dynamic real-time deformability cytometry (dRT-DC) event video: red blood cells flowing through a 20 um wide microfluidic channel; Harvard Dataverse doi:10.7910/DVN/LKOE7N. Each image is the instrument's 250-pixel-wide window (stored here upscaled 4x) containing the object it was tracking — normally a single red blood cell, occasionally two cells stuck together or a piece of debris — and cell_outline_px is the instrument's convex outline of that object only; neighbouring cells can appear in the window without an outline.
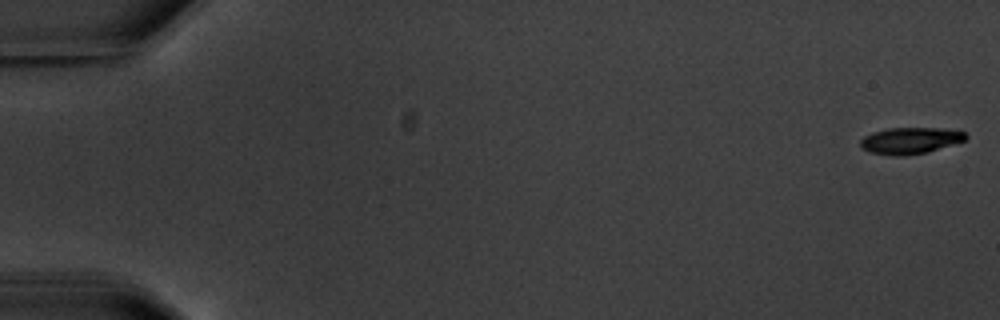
{"species": "common noctule bat (a hibernating species)", "species_latin": "Nyctalus noctula", "temperature_condition": "warm", "stored_images_in_passage": 6, "camera_frame_rate_fps": 3000, "um_per_image_px": 0.085, "animal": {"sex": "male", "body_mass_g": 20.1, "forearm_length_mm": 53.5}, "frame": {"image": 1, "passage_image": 1, "time_ms": 0.0, "image_size_px": [1000, 320], "cell_outline_px": [[968, 136], [964, 140], [928, 152], [904, 156], [892, 156], [872, 152], [860, 148], [860, 140], [864, 136], [872, 132], [888, 128], [944, 128], [964, 132]], "centroid_in_image_um": [77.33, 11.95], "position_along_channel_um": 7.7, "area_um2": 16.24}}
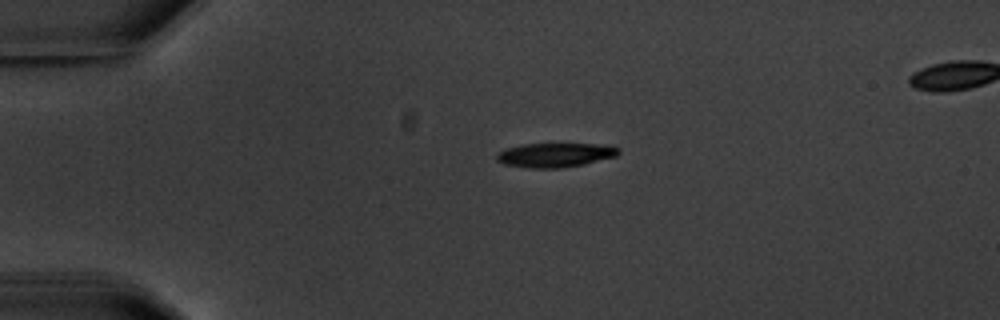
{"frame": {"image": 2, "passage_image": 4, "time_ms": 4.333, "image_size_px": [1000, 320], "cell_outline_px": [[620, 152], [616, 156], [584, 164], [564, 168], [528, 168], [504, 164], [496, 160], [496, 156], [500, 152], [508, 148], [524, 144], [596, 144], [620, 148]], "centroid_in_image_um": [47.19, 13.19], "position_along_channel_um": 37.8, "area_um2": 17.05}}